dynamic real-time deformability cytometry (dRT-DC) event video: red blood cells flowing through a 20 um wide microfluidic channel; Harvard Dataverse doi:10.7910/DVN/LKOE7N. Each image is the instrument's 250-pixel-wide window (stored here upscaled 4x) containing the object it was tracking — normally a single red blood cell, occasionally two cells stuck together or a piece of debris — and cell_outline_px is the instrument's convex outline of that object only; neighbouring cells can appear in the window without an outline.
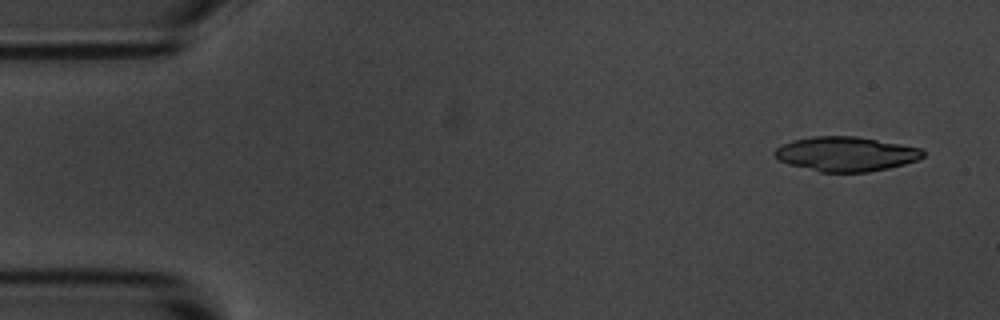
{"species": "common noctule bat (a hibernating species)", "species_latin": "Nyctalus noctula", "temperature_condition": "room temperature", "stored_images_in_passage": 5, "camera_frame_rate_fps": 3000, "um_per_image_px": 0.085, "animal": {"sex": "male", "body_mass_g": 20.1, "forearm_length_mm": 53.5}, "frame": {"image": 1, "passage_image": 1, "time_ms": 0.0, "image_size_px": [1000, 320], "cell_outline_px": [[924, 156], [916, 160], [904, 164], [888, 168], [868, 172], [820, 172], [788, 164], [780, 160], [772, 152], [776, 148], [792, 140], [812, 136], [856, 136], [920, 148], [924, 152]], "centroid_in_image_um": [71.87, 13.09], "position_along_channel_um": 13.1, "area_um2": 29.65}}